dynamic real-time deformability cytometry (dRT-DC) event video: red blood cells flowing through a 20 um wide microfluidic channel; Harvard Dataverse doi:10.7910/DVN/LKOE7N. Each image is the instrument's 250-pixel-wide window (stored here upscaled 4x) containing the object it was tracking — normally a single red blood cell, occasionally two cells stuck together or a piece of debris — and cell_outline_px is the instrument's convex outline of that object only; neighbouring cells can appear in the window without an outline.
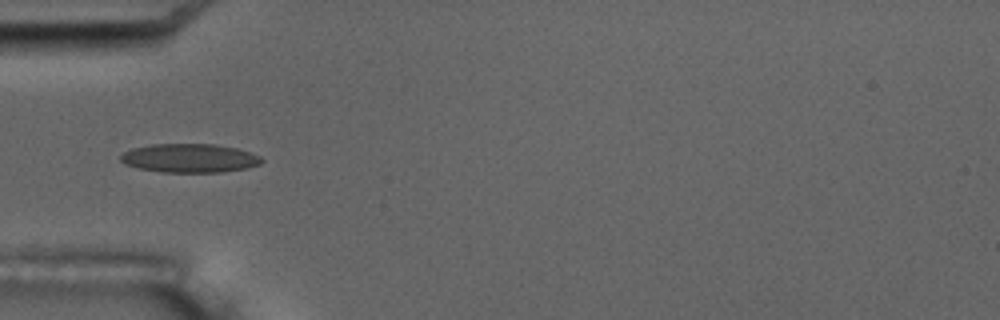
{"species": "common noctule bat (a hibernating species)", "species_latin": "Nyctalus noctula", "temperature_condition": "room temperature", "stored_images_in_passage": 17, "camera_frame_rate_fps": 3000, "um_per_image_px": 0.085, "animal": {"sex": "male", "body_mass_g": 17.5, "forearm_length_mm": 52.3}, "frame": {"image": 1, "passage_image": 6, "time_ms": 6.667, "image_size_px": [1000, 320], "cell_outline_px": [[264, 160], [260, 164], [248, 168], [224, 172], [160, 172], [140, 168], [124, 164], [120, 160], [120, 156], [124, 152], [132, 148], [152, 144], [216, 144], [236, 148], [260, 156]], "centroid_in_image_um": [16.12, 13.44], "position_along_channel_um": 68.9, "area_um2": 23.7}, "authors_computed_cell_mechanics": {"area_um2": 21.097, "velocity_mm_per_s": 3.4543, "shape_relaxation_time_tau1_ms": 6.3583, "shape_relaxation_time_tau2_ms": 1.4439, "deformation_change_tau1": 0.1596, "deformation_change_tau2": 0.0642}}